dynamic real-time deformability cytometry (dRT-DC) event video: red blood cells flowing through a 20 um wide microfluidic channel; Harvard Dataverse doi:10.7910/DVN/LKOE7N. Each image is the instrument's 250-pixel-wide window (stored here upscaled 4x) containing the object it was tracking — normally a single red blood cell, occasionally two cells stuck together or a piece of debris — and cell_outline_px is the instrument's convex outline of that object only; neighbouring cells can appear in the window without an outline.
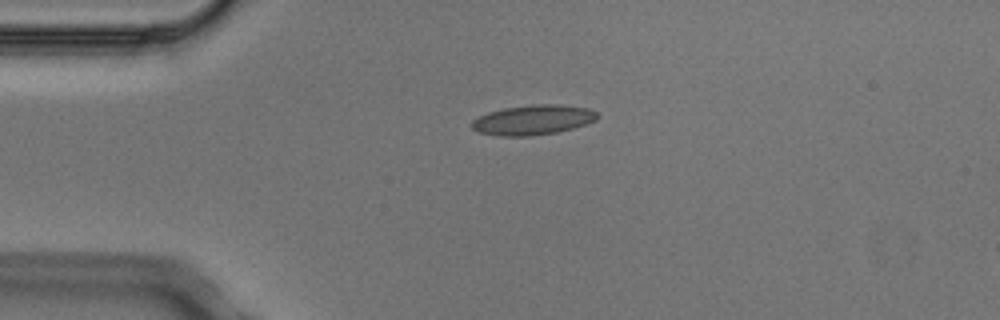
{"species": "Egyptian fruit bat (a non-hibernating species)", "species_latin": "Rousettus aegyptiacus", "temperature_condition": "cold", "stored_images_in_passage": 3, "segment_of_instrument_passage": [1, 2], "camera_frame_rate_fps": 3000, "um_per_image_px": 0.085, "animal": {"sex": "male"}, "frame": {"image": 1, "passage_image": 1, "time_ms": 0.0, "image_size_px": [1000, 320], "cell_outline_px": [[600, 116], [596, 120], [572, 128], [556, 132], [532, 136], [500, 136], [480, 132], [472, 128], [472, 120], [488, 112], [504, 108], [532, 104], [556, 104], [588, 108], [596, 112]], "centroid_in_image_um": [45.31, 10.18], "position_along_channel_um": 39.7, "area_um2": 21.73}}